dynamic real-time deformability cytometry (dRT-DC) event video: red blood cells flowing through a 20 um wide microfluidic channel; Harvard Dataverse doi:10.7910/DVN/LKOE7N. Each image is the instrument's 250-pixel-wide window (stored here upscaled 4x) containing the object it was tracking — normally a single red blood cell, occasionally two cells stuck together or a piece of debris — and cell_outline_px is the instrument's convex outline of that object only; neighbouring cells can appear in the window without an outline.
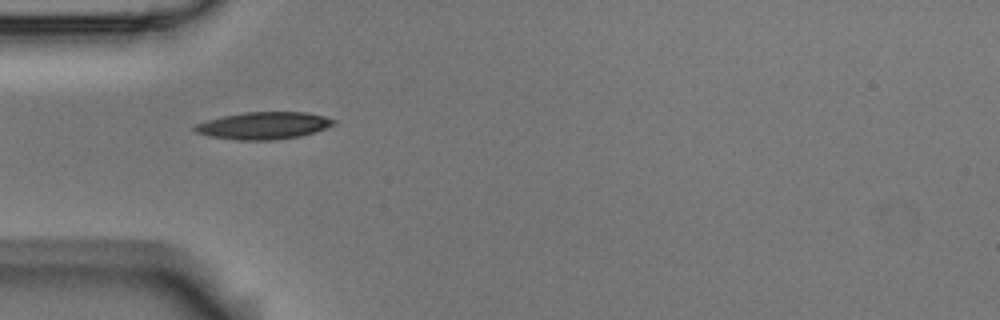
{"species": "Egyptian fruit bat (a non-hibernating species)", "species_latin": "Rousettus aegyptiacus", "temperature_condition": "room temperature", "stored_images_in_passage": 10, "camera_frame_rate_fps": 3000, "um_per_image_px": 0.085, "animal": {"sex": "male"}, "frame": {"image": 1, "passage_image": 5, "time_ms": 1.333, "image_size_px": [1000, 320], "cell_outline_px": [[336, 124], [300, 136], [272, 140], [240, 140], [212, 136], [196, 132], [192, 128], [196, 124], [208, 120], [224, 116], [244, 112], [308, 112], [324, 116], [336, 120]], "centroid_in_image_um": [22.43, 10.66], "position_along_channel_um": 62.6, "area_um2": 21.73}}
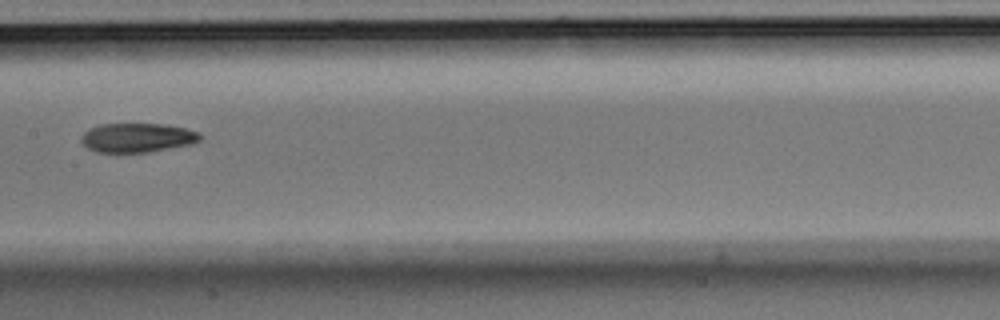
{"frame": {"image": 2, "passage_image": 8, "time_ms": 2.333, "image_size_px": [1000, 320], "cell_outline_px": [[204, 136], [200, 140], [192, 144], [148, 152], [96, 152], [88, 148], [80, 140], [80, 136], [84, 132], [100, 124], [164, 124], [184, 128], [200, 132]], "centroid_in_image_um": [11.7, 11.7], "position_along_channel_um": 195.7, "area_um2": 20.23}}
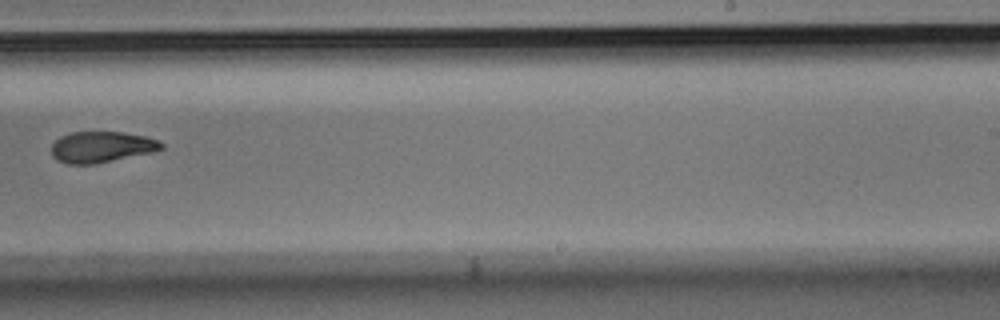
{"frame": {"image": 3, "passage_image": 10, "time_ms": 3.0, "image_size_px": [1000, 320], "cell_outline_px": [[164, 148], [152, 152], [92, 164], [68, 164], [56, 160], [52, 156], [52, 144], [60, 136], [72, 132], [120, 132], [144, 136], [156, 140], [164, 144]], "centroid_in_image_um": [8.59, 12.49], "position_along_channel_um": 280.4, "area_um2": 19.65}}